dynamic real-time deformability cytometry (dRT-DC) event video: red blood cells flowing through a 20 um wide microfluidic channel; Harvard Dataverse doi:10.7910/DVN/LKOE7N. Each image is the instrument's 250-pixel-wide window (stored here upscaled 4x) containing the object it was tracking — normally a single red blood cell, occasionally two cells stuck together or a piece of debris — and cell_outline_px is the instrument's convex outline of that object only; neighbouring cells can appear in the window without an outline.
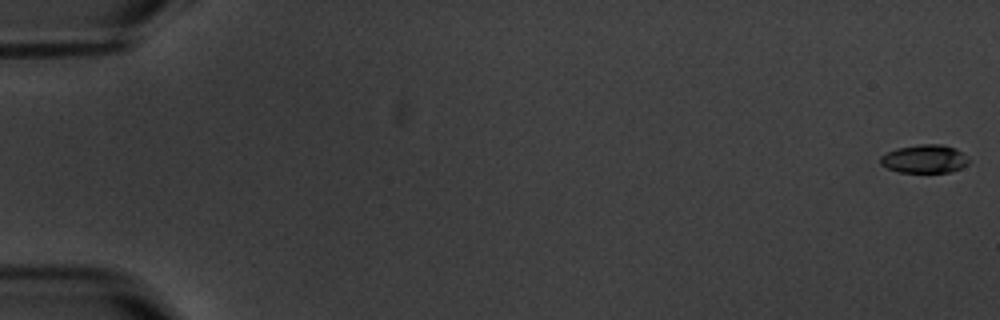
{"species": "common noctule bat (a hibernating species)", "species_latin": "Nyctalus noctula", "temperature_condition": "warm", "stored_images_in_passage": 6, "camera_frame_rate_fps": 3000, "um_per_image_px": 0.085, "animal": {"sex": "male", "body_mass_g": 20.1, "forearm_length_mm": 53.5}, "frame": {"image": 1, "passage_image": 1, "time_ms": 0.0, "image_size_px": [1000, 320], "cell_outline_px": [[968, 164], [960, 168], [948, 172], [900, 172], [888, 168], [880, 164], [880, 156], [896, 148], [920, 144], [940, 144], [956, 148], [968, 160]], "centroid_in_image_um": [78.55, 13.5], "position_along_channel_um": 6.5, "area_um2": 14.39}}
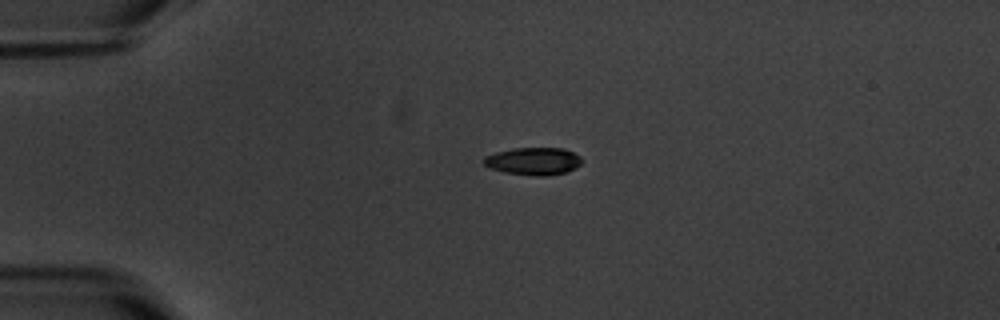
{"frame": {"image": 2, "passage_image": 5, "time_ms": 4.667, "image_size_px": [1000, 320], "cell_outline_px": [[580, 164], [564, 172], [548, 176], [532, 176], [504, 172], [488, 168], [480, 160], [484, 156], [496, 152], [512, 148], [564, 148], [580, 156]], "centroid_in_image_um": [45.25, 13.7], "position_along_channel_um": 39.7, "area_um2": 15.78}}